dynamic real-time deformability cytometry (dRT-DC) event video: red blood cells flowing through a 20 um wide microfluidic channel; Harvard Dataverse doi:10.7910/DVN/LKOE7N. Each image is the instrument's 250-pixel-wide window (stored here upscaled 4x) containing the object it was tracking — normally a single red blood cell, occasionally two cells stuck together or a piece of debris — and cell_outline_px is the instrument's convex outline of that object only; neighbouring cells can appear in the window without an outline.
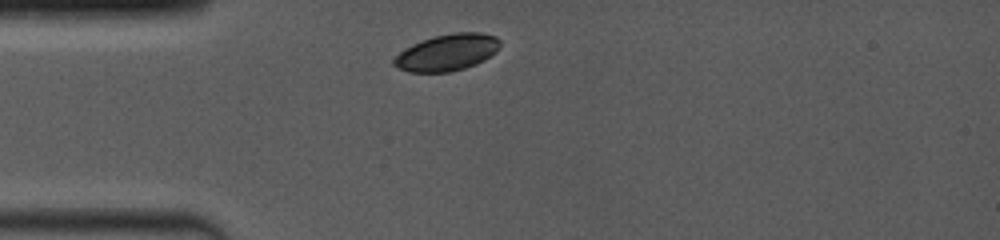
{"species": "common noctule bat (a hibernating species)", "species_latin": "Nyctalus noctula", "temperature_condition": "room temperature", "stored_images_in_passage": 9, "camera_frame_rate_fps": 4000, "um_per_image_px": 0.085, "animal": {"sex": "female", "body_mass_g": 19.0, "forearm_length_mm": 53.3}, "frame": {"image": 1, "passage_image": 1, "time_ms": 0.0, "image_size_px": [1000, 240], "cell_outline_px": [[500, 44], [496, 52], [484, 60], [476, 64], [464, 68], [448, 72], [408, 72], [392, 64], [392, 60], [404, 48], [412, 44], [432, 36], [452, 32], [480, 32], [496, 36], [500, 40]], "centroid_in_image_um": [38.0, 4.44], "position_along_channel_um": 47.0, "area_um2": 22.77}}
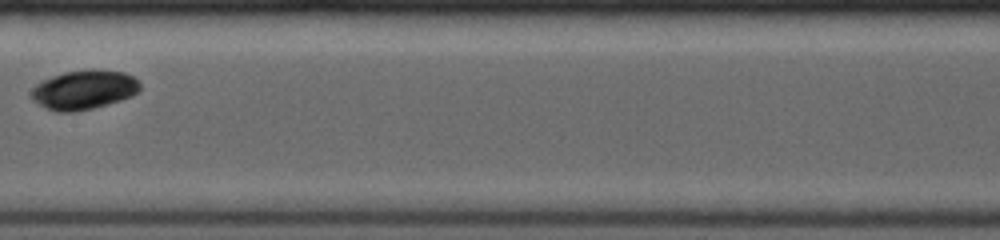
{"frame": {"image": 2, "passage_image": 6, "time_ms": 4.25, "image_size_px": [1000, 240], "cell_outline_px": [[140, 88], [132, 96], [120, 100], [92, 108], [76, 112], [56, 112], [44, 108], [32, 100], [32, 88], [36, 84], [52, 76], [64, 72], [124, 72], [140, 80]], "centroid_in_image_um": [7.1, 7.68], "position_along_channel_um": 200.3, "area_um2": 24.16}}
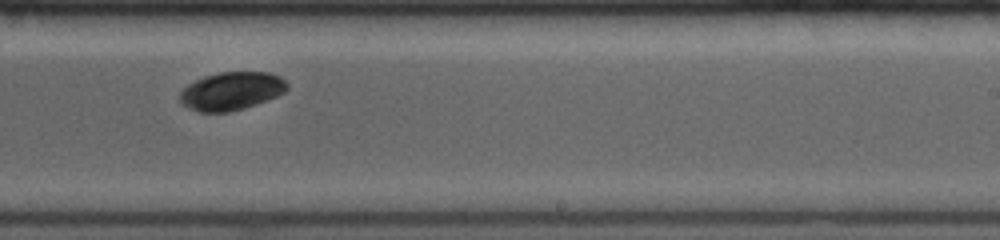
{"frame": {"image": 3, "passage_image": 8, "time_ms": 6.0, "image_size_px": [1000, 240], "cell_outline_px": [[288, 88], [284, 92], [276, 96], [256, 104], [244, 108], [228, 112], [200, 112], [188, 108], [180, 104], [180, 92], [188, 84], [204, 76], [220, 72], [268, 72], [280, 76], [288, 84]], "centroid_in_image_um": [19.66, 7.74], "position_along_channel_um": 269.3, "area_um2": 23.81}}